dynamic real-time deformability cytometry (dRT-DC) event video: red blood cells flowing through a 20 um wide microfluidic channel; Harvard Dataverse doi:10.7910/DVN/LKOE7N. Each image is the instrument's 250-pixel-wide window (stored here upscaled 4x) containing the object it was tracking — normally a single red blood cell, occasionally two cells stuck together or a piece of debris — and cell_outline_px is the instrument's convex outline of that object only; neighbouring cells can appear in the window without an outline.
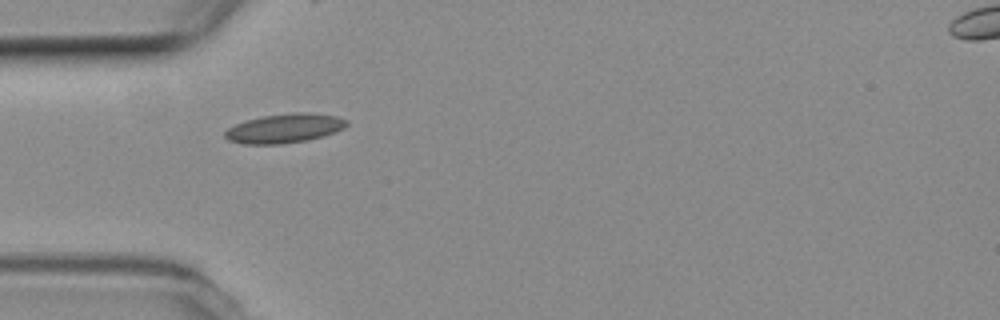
{"species": "common noctule bat (a hibernating species)", "species_latin": "Nyctalus noctula", "temperature_condition": "room temperature", "stored_images_in_passage": 2, "camera_frame_rate_fps": 3000, "um_per_image_px": 0.085, "animal": {"sex": "female", "body_mass_g": 19.3, "forearm_length_mm": 54.1}, "frame": {"image": 1, "passage_image": 1, "time_ms": 0.0, "image_size_px": [1000, 320], "cell_outline_px": [[348, 124], [344, 128], [324, 136], [308, 140], [280, 144], [244, 144], [228, 140], [224, 136], [224, 132], [228, 128], [236, 124], [248, 120], [264, 116], [296, 112], [308, 112], [336, 116], [348, 120]], "centroid_in_image_um": [24.2, 10.91], "position_along_channel_um": 60.8, "area_um2": 20.63}}
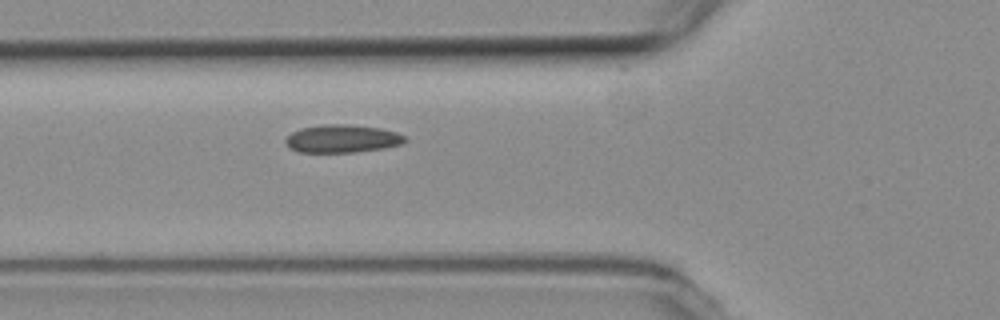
{"frame": {"image": 2, "passage_image": 2, "time_ms": 0.333, "image_size_px": [1000, 320], "cell_outline_px": [[408, 140], [404, 144], [384, 148], [352, 152], [300, 152], [288, 148], [284, 140], [292, 132], [300, 128], [324, 124], [352, 124], [380, 128], [396, 132], [404, 136]], "centroid_in_image_um": [29.09, 11.78], "position_along_channel_um": 96.7, "area_um2": 19.59}}